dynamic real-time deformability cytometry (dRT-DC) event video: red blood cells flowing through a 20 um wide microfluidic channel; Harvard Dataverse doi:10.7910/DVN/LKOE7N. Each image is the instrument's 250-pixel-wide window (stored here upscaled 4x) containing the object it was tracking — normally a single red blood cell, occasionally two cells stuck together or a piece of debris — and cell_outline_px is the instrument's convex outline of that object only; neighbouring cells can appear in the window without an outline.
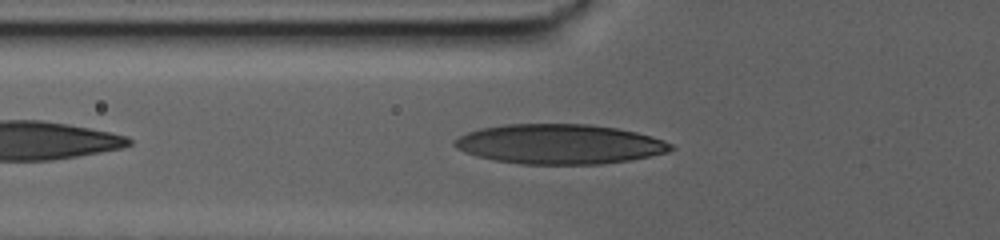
{"species": "human", "species_latin": "Homo sapiens", "temperature_condition": "warm", "stored_images_in_passage": 35, "camera_frame_rate_fps": 3000, "um_per_image_px": 0.085, "donor": {"sex": "male"}, "frame": {"image": 1, "passage_image": 7, "time_ms": 2.0, "image_size_px": [1000, 240], "cell_outline_px": [[676, 148], [668, 152], [628, 160], [600, 164], [520, 164], [496, 160], [476, 156], [464, 152], [456, 148], [452, 144], [460, 136], [468, 132], [480, 128], [504, 124], [588, 124], [616, 128], [636, 132], [652, 136], [664, 140], [672, 144]], "centroid_in_image_um": [47.56, 12.24], "position_along_channel_um": 78.2, "area_um2": 50.11}}
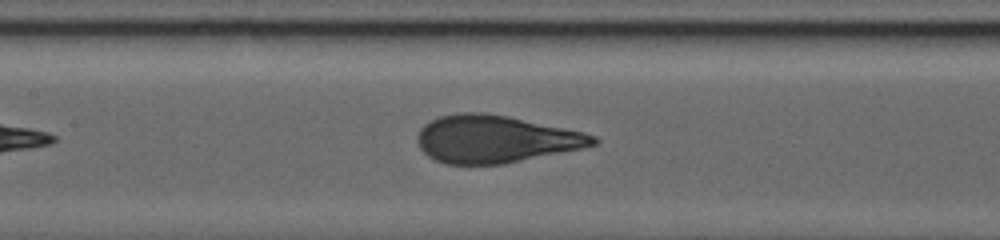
{"frame": {"image": 2, "passage_image": 18, "time_ms": 5.667, "image_size_px": [1000, 240], "cell_outline_px": [[600, 140], [596, 144], [580, 148], [504, 164], [448, 164], [436, 160], [428, 156], [420, 148], [416, 140], [420, 128], [424, 124], [440, 116], [460, 112], [484, 112], [508, 116], [584, 132], [596, 136]], "centroid_in_image_um": [42.08, 11.81], "position_along_channel_um": 165.3, "area_um2": 48.38}}
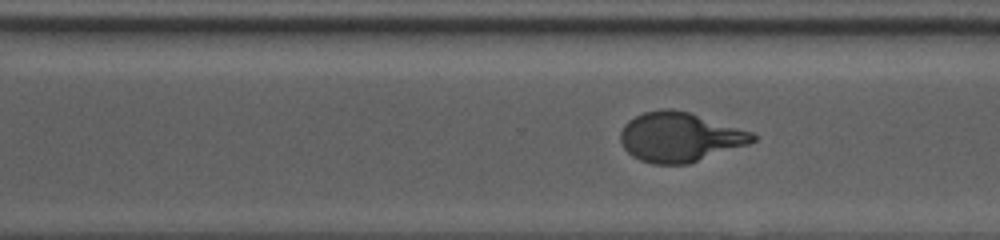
{"frame": {"image": 3, "passage_image": 31, "time_ms": 10.0, "image_size_px": [1000, 240], "cell_outline_px": [[756, 140], [748, 144], [688, 164], [652, 164], [640, 160], [632, 156], [624, 148], [620, 140], [620, 132], [624, 124], [628, 120], [644, 112], [660, 108], [672, 108], [688, 112], [752, 132], [756, 136]], "centroid_in_image_um": [57.74, 11.65], "position_along_channel_um": 312.9, "area_um2": 38.03}}